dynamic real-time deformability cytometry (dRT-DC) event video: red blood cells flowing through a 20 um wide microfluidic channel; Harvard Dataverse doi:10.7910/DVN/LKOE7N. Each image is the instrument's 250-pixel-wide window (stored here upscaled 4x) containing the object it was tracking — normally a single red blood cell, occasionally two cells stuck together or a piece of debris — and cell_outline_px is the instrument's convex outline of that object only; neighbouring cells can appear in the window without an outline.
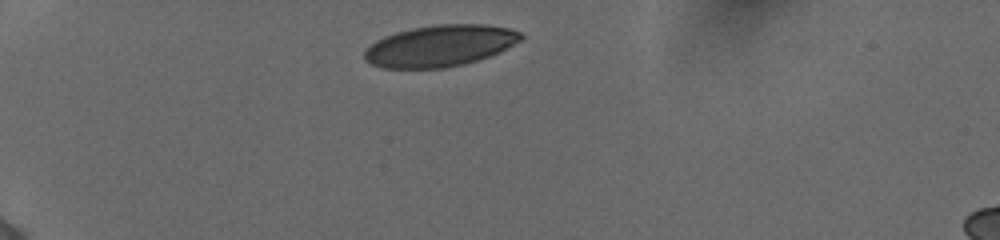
{"species": "human", "species_latin": "Homo sapiens", "temperature_condition": "cold", "stored_images_in_passage": 34, "camera_frame_rate_fps": 3000, "um_per_image_px": 0.085, "donor": {"sex": "female"}, "frame": {"image": 1, "passage_image": 1, "time_ms": 0.0, "image_size_px": [1000, 240], "cell_outline_px": [[524, 36], [520, 40], [500, 52], [464, 64], [444, 68], [384, 68], [372, 64], [364, 60], [364, 52], [376, 40], [384, 36], [396, 32], [412, 28], [436, 24], [484, 24], [508, 28], [520, 32]], "centroid_in_image_um": [37.39, 3.89], "position_along_channel_um": 47.6, "area_um2": 37.63}}
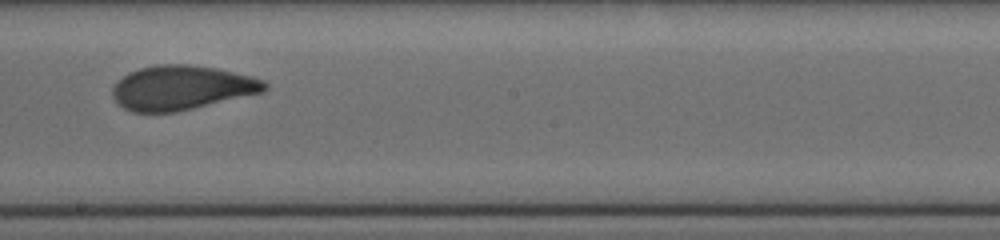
{"frame": {"image": 2, "passage_image": 19, "time_ms": 6.0, "image_size_px": [1000, 240], "cell_outline_px": [[268, 88], [260, 92], [176, 112], [132, 112], [124, 108], [112, 96], [112, 88], [116, 80], [128, 72], [140, 68], [156, 64], [188, 64], [216, 68], [252, 76], [264, 80], [268, 84]], "centroid_in_image_um": [15.39, 7.44], "position_along_channel_um": 232.8, "area_um2": 39.19}}
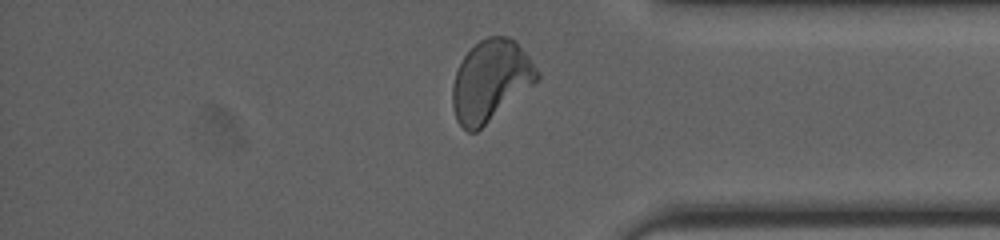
{"frame": {"image": 3, "passage_image": 32, "time_ms": 10.333, "image_size_px": [1000, 240], "cell_outline_px": [[540, 76], [532, 84], [476, 132], [468, 132], [456, 120], [452, 104], [452, 84], [456, 72], [464, 56], [480, 40], [488, 36], [508, 36], [516, 40], [540, 72]], "centroid_in_image_um": [41.68, 6.83], "position_along_channel_um": 393.5, "area_um2": 39.3}, "authors_computed_cell_mechanics": {"area_um2": 39.2462, "velocity_mm_per_s": 3.8673, "shape_relaxation_time_tau1_ms": 3.7874, "shape_relaxation_time_tau2_ms": 0.87, "deformation_change_tau1": 0.1548, "deformation_change_tau2": 0.0676}}